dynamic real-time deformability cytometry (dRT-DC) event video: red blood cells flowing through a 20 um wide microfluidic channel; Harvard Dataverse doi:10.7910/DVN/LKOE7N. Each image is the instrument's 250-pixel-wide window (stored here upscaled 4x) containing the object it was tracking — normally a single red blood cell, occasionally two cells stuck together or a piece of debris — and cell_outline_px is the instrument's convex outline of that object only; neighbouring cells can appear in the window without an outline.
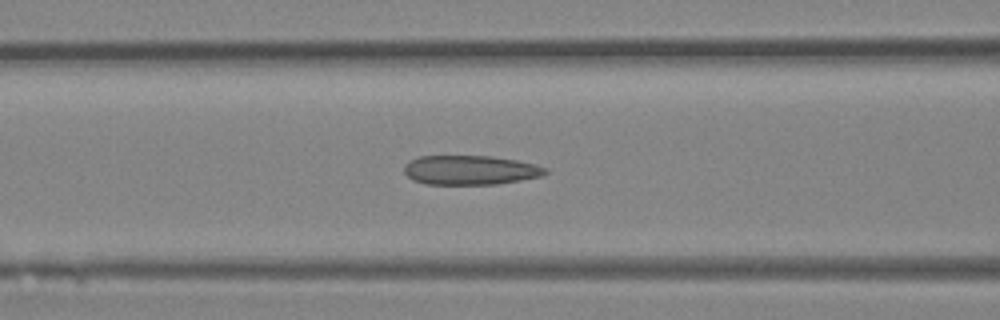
{"species": "Egyptian fruit bat (a non-hibernating species)", "species_latin": "Rousettus aegyptiacus", "temperature_condition": "room temperature", "stored_images_in_passage": 29, "camera_frame_rate_fps": 3000, "um_per_image_px": 0.085, "animal": {"sex": "female"}, "frame": {"image": 1, "passage_image": 12, "time_ms": 3.667, "image_size_px": [1000, 320], "cell_outline_px": [[548, 172], [544, 176], [496, 184], [428, 184], [412, 180], [404, 172], [404, 164], [408, 160], [420, 156], [492, 156], [516, 160], [536, 164], [548, 168]], "centroid_in_image_um": [39.98, 14.45], "position_along_channel_um": 126.6, "area_um2": 24.33}}
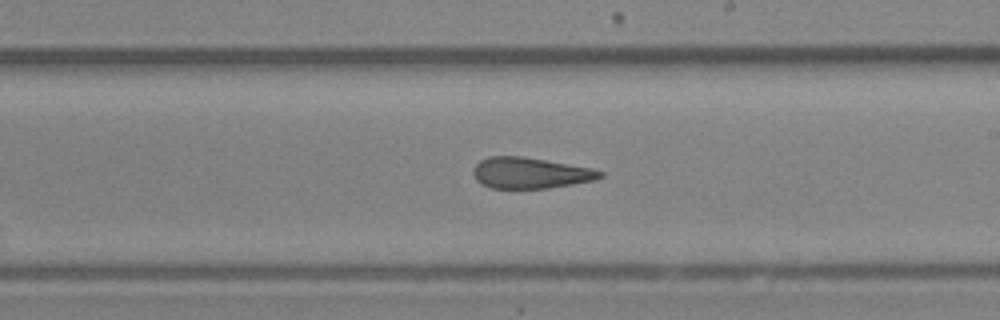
{"frame": {"image": 2, "passage_image": 19, "time_ms": 6.0, "image_size_px": [1000, 320], "cell_outline_px": [[604, 176], [596, 180], [548, 188], [492, 188], [480, 184], [476, 180], [472, 172], [476, 164], [480, 160], [488, 156], [520, 156], [592, 168], [604, 172]], "centroid_in_image_um": [45.06, 14.7], "position_along_channel_um": 243.9, "area_um2": 22.89}}
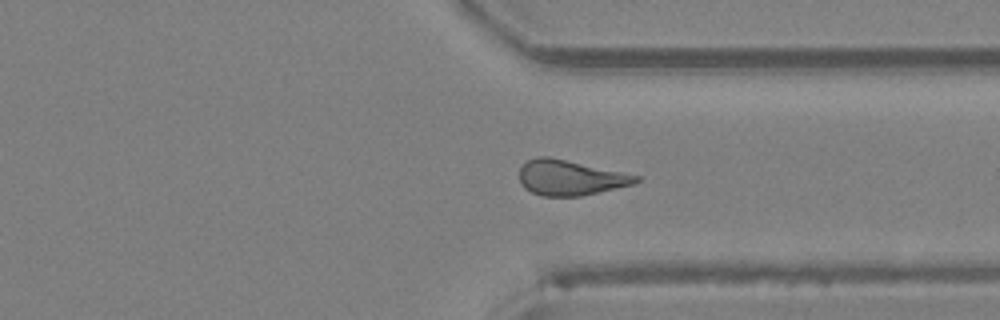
{"frame": {"image": 3, "passage_image": 26, "time_ms": 8.333, "image_size_px": [1000, 320], "cell_outline_px": [[640, 180], [632, 184], [580, 196], [540, 196], [524, 188], [520, 184], [520, 168], [528, 160], [540, 156], [548, 156], [640, 176]], "centroid_in_image_um": [48.42, 15.11], "position_along_channel_um": 363.0, "area_um2": 23.58}}